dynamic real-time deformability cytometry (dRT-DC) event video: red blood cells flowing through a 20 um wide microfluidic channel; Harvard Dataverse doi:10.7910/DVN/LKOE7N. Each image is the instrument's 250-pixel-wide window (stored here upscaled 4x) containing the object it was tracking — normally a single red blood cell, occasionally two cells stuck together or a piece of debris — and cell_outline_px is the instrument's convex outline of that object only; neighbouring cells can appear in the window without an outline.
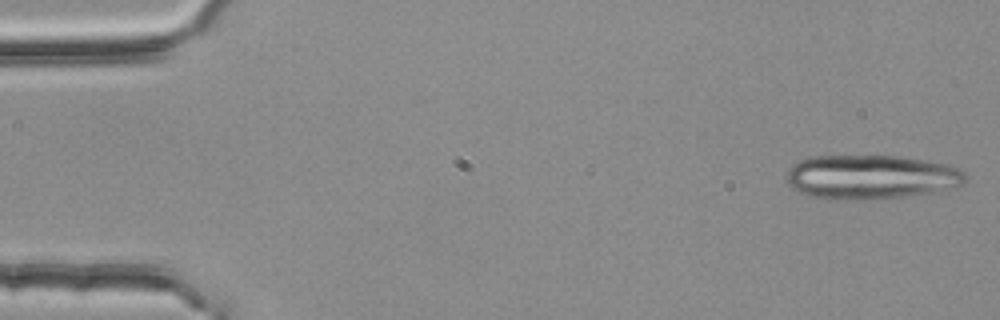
{"species": "common noctule bat (a hibernating species)", "species_latin": "Nyctalus noctula", "temperature_condition": "room temperature", "stored_images_in_passage": 17, "camera_frame_rate_fps": 3000, "um_per_image_px": 0.085, "animal": {"sex": "female", "body_mass_g": 25.1}, "frame": {"image": 1, "passage_image": 1, "time_ms": 0.0, "image_size_px": [1000, 320], "cell_outline_px": [[968, 176], [964, 184], [956, 188], [908, 196], [872, 200], [828, 200], [808, 196], [792, 188], [788, 184], [788, 168], [792, 164], [800, 160], [812, 156], [900, 156], [948, 164], [964, 172]], "centroid_in_image_um": [74.04, 15.06], "position_along_channel_um": 11.0, "area_um2": 46.82}}